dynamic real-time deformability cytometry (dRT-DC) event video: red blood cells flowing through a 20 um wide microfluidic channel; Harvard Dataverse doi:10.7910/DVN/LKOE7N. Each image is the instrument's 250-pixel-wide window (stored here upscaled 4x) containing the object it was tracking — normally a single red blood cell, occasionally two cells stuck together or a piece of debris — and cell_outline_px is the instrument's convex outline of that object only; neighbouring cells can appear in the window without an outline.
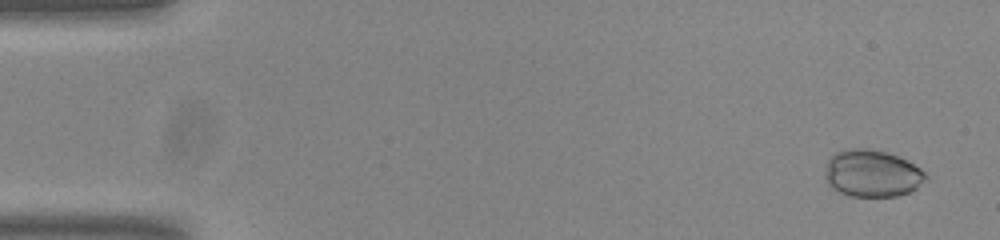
{"species": "common noctule bat (a hibernating species)", "species_latin": "Nyctalus noctula", "temperature_condition": "room temperature", "stored_images_in_passage": 55, "camera_frame_rate_fps": 3000, "um_per_image_px": 0.085, "animal": {"sex": "male", "body_mass_g": 20.0, "forearm_length_mm": 53.3}, "frame": {"image": 1, "passage_image": 3, "time_ms": 0.667, "image_size_px": [1000, 240], "cell_outline_px": [[928, 176], [916, 188], [908, 192], [896, 196], [848, 196], [832, 188], [828, 184], [824, 176], [828, 160], [836, 152], [844, 148], [868, 148], [884, 152], [896, 156], [920, 168]], "centroid_in_image_um": [74.08, 14.74], "position_along_channel_um": 10.9, "area_um2": 27.4}}
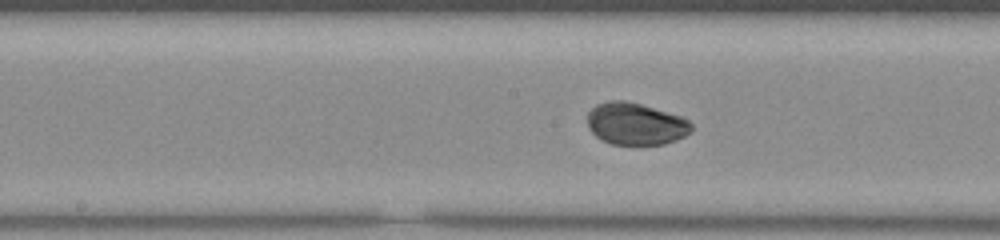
{"frame": {"image": 2, "passage_image": 28, "time_ms": 9.0, "image_size_px": [1000, 240], "cell_outline_px": [[692, 132], [676, 140], [664, 144], [612, 144], [600, 140], [588, 128], [588, 112], [596, 104], [608, 100], [624, 100], [640, 104], [680, 116], [688, 120], [692, 124]], "centroid_in_image_um": [54.01, 10.53], "position_along_channel_um": 194.2, "area_um2": 25.49}}
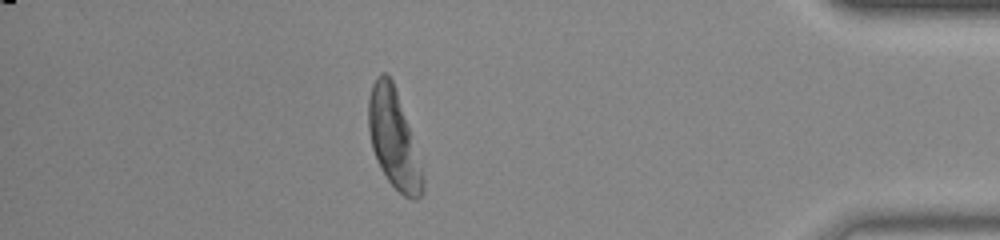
{"frame": {"image": 3, "passage_image": 48, "time_ms": 15.667, "image_size_px": [1000, 240], "cell_outline_px": [[424, 192], [416, 200], [412, 200], [404, 196], [388, 180], [380, 168], [372, 148], [368, 128], [368, 100], [372, 84], [376, 76], [380, 72], [388, 72], [392, 80], [408, 128], [424, 180]], "centroid_in_image_um": [33.41, 11.81], "position_along_channel_um": 401.8, "area_um2": 30.17}, "authors_computed_cell_mechanics": {"area_um2": 27.5128, "velocity_mm_per_s": 3.7562, "shape_relaxation_time_tau1_ms": 1.4204, "shape_relaxation_time_tau2_ms": null, "deformation_change_tau1": 0.0495, "deformation_change_tau2": null}}